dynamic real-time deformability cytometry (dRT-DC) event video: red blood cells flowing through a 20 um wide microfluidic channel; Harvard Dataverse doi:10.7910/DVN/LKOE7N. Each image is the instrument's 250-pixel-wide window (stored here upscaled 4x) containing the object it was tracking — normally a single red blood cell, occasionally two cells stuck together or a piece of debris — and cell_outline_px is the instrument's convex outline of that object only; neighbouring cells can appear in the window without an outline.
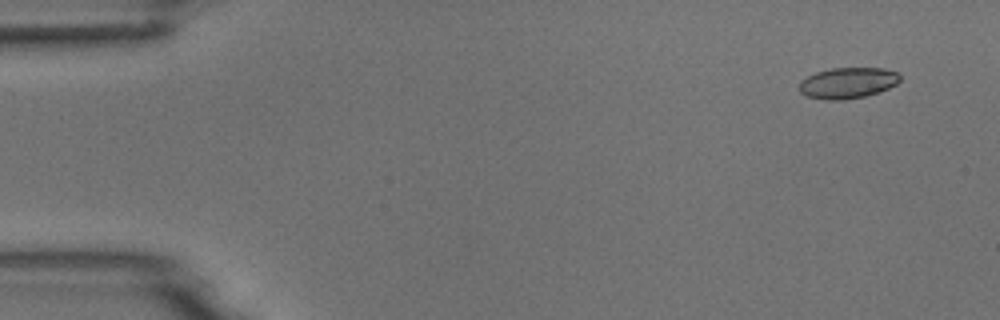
{"species": "common noctule bat (a hibernating species)", "species_latin": "Nyctalus noctula", "temperature_condition": "room temperature", "stored_images_in_passage": 5, "camera_frame_rate_fps": 3000, "um_per_image_px": 0.085, "animal": {"sex": "male", "body_mass_g": 18.8}, "frame": {"image": 1, "passage_image": 2, "time_ms": 0.333, "image_size_px": [1000, 320], "cell_outline_px": [[900, 80], [896, 84], [888, 88], [864, 96], [840, 100], [824, 100], [808, 96], [800, 92], [800, 80], [816, 72], [832, 68], [884, 68], [896, 72], [900, 76]], "centroid_in_image_um": [72.04, 7.04], "position_along_channel_um": 13.0, "area_um2": 17.98}}
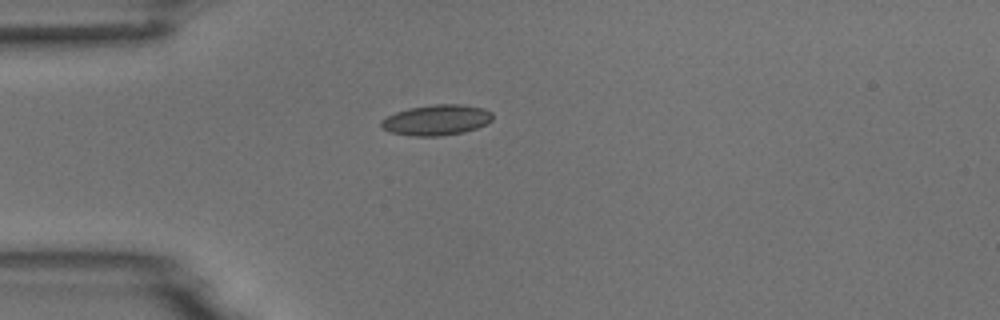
{"frame": {"image": 2, "passage_image": 5, "time_ms": 1.333, "image_size_px": [1000, 320], "cell_outline_px": [[492, 120], [488, 124], [464, 132], [440, 136], [412, 136], [392, 132], [380, 128], [380, 120], [396, 112], [408, 108], [432, 104], [460, 104], [484, 108], [492, 112]], "centroid_in_image_um": [37.11, 10.2], "position_along_channel_um": 47.9, "area_um2": 20.0}}